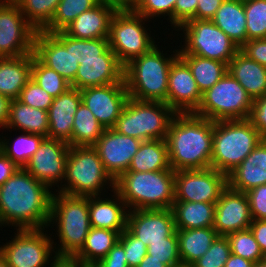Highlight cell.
<instances>
[{"label":"cell","instance_id":"obj_57","mask_svg":"<svg viewBox=\"0 0 266 267\" xmlns=\"http://www.w3.org/2000/svg\"><path fill=\"white\" fill-rule=\"evenodd\" d=\"M108 6L113 7L116 11L135 10L140 0H99Z\"/></svg>","mask_w":266,"mask_h":267},{"label":"cell","instance_id":"obj_39","mask_svg":"<svg viewBox=\"0 0 266 267\" xmlns=\"http://www.w3.org/2000/svg\"><path fill=\"white\" fill-rule=\"evenodd\" d=\"M26 21L36 30H43L53 18L60 0H13Z\"/></svg>","mask_w":266,"mask_h":267},{"label":"cell","instance_id":"obj_43","mask_svg":"<svg viewBox=\"0 0 266 267\" xmlns=\"http://www.w3.org/2000/svg\"><path fill=\"white\" fill-rule=\"evenodd\" d=\"M147 254L156 260H160L167 267L182 266L179 256L177 232L165 238L164 241L150 243L147 247Z\"/></svg>","mask_w":266,"mask_h":267},{"label":"cell","instance_id":"obj_11","mask_svg":"<svg viewBox=\"0 0 266 267\" xmlns=\"http://www.w3.org/2000/svg\"><path fill=\"white\" fill-rule=\"evenodd\" d=\"M44 230L46 229H17L14 238L0 245V254L7 266L54 267L60 259L54 254L53 238Z\"/></svg>","mask_w":266,"mask_h":267},{"label":"cell","instance_id":"obj_46","mask_svg":"<svg viewBox=\"0 0 266 267\" xmlns=\"http://www.w3.org/2000/svg\"><path fill=\"white\" fill-rule=\"evenodd\" d=\"M176 0H140L135 12L145 19L168 16L171 26L174 28V5Z\"/></svg>","mask_w":266,"mask_h":267},{"label":"cell","instance_id":"obj_31","mask_svg":"<svg viewBox=\"0 0 266 267\" xmlns=\"http://www.w3.org/2000/svg\"><path fill=\"white\" fill-rule=\"evenodd\" d=\"M119 237L118 231L91 227L84 246L71 261L81 266L93 267L108 254Z\"/></svg>","mask_w":266,"mask_h":267},{"label":"cell","instance_id":"obj_17","mask_svg":"<svg viewBox=\"0 0 266 267\" xmlns=\"http://www.w3.org/2000/svg\"><path fill=\"white\" fill-rule=\"evenodd\" d=\"M82 103L105 129L114 128L128 98L124 79L120 83L81 89Z\"/></svg>","mask_w":266,"mask_h":267},{"label":"cell","instance_id":"obj_62","mask_svg":"<svg viewBox=\"0 0 266 267\" xmlns=\"http://www.w3.org/2000/svg\"><path fill=\"white\" fill-rule=\"evenodd\" d=\"M0 267H8L6 264V260L1 254H0Z\"/></svg>","mask_w":266,"mask_h":267},{"label":"cell","instance_id":"obj_9","mask_svg":"<svg viewBox=\"0 0 266 267\" xmlns=\"http://www.w3.org/2000/svg\"><path fill=\"white\" fill-rule=\"evenodd\" d=\"M253 99L227 72L213 87L202 93L195 115L216 121L248 119Z\"/></svg>","mask_w":266,"mask_h":267},{"label":"cell","instance_id":"obj_60","mask_svg":"<svg viewBox=\"0 0 266 267\" xmlns=\"http://www.w3.org/2000/svg\"><path fill=\"white\" fill-rule=\"evenodd\" d=\"M137 267H167V266L162 262H160V260H156L151 255L147 254Z\"/></svg>","mask_w":266,"mask_h":267},{"label":"cell","instance_id":"obj_1","mask_svg":"<svg viewBox=\"0 0 266 267\" xmlns=\"http://www.w3.org/2000/svg\"><path fill=\"white\" fill-rule=\"evenodd\" d=\"M53 191L19 168L0 189V227L47 229ZM18 227V228H17Z\"/></svg>","mask_w":266,"mask_h":267},{"label":"cell","instance_id":"obj_51","mask_svg":"<svg viewBox=\"0 0 266 267\" xmlns=\"http://www.w3.org/2000/svg\"><path fill=\"white\" fill-rule=\"evenodd\" d=\"M248 120L259 131L260 135L266 138V94L253 100Z\"/></svg>","mask_w":266,"mask_h":267},{"label":"cell","instance_id":"obj_19","mask_svg":"<svg viewBox=\"0 0 266 267\" xmlns=\"http://www.w3.org/2000/svg\"><path fill=\"white\" fill-rule=\"evenodd\" d=\"M252 220L247 194L227 187L215 203L213 228L218 235L249 229Z\"/></svg>","mask_w":266,"mask_h":267},{"label":"cell","instance_id":"obj_20","mask_svg":"<svg viewBox=\"0 0 266 267\" xmlns=\"http://www.w3.org/2000/svg\"><path fill=\"white\" fill-rule=\"evenodd\" d=\"M126 228L148 247L164 241L176 232L172 209H140L128 211Z\"/></svg>","mask_w":266,"mask_h":267},{"label":"cell","instance_id":"obj_18","mask_svg":"<svg viewBox=\"0 0 266 267\" xmlns=\"http://www.w3.org/2000/svg\"><path fill=\"white\" fill-rule=\"evenodd\" d=\"M142 141L119 134L113 128L105 129L93 148L97 151L105 170L116 180L130 166Z\"/></svg>","mask_w":266,"mask_h":267},{"label":"cell","instance_id":"obj_54","mask_svg":"<svg viewBox=\"0 0 266 267\" xmlns=\"http://www.w3.org/2000/svg\"><path fill=\"white\" fill-rule=\"evenodd\" d=\"M224 0H198L195 20H212Z\"/></svg>","mask_w":266,"mask_h":267},{"label":"cell","instance_id":"obj_42","mask_svg":"<svg viewBox=\"0 0 266 267\" xmlns=\"http://www.w3.org/2000/svg\"><path fill=\"white\" fill-rule=\"evenodd\" d=\"M247 41L266 38V0L244 1Z\"/></svg>","mask_w":266,"mask_h":267},{"label":"cell","instance_id":"obj_56","mask_svg":"<svg viewBox=\"0 0 266 267\" xmlns=\"http://www.w3.org/2000/svg\"><path fill=\"white\" fill-rule=\"evenodd\" d=\"M18 169L19 166L0 150V185L4 184Z\"/></svg>","mask_w":266,"mask_h":267},{"label":"cell","instance_id":"obj_35","mask_svg":"<svg viewBox=\"0 0 266 267\" xmlns=\"http://www.w3.org/2000/svg\"><path fill=\"white\" fill-rule=\"evenodd\" d=\"M189 66L201 93L213 87L227 72L228 65L218 60L191 54H179Z\"/></svg>","mask_w":266,"mask_h":267},{"label":"cell","instance_id":"obj_22","mask_svg":"<svg viewBox=\"0 0 266 267\" xmlns=\"http://www.w3.org/2000/svg\"><path fill=\"white\" fill-rule=\"evenodd\" d=\"M124 67L110 47L100 56L83 58L74 79V88L104 86L120 83Z\"/></svg>","mask_w":266,"mask_h":267},{"label":"cell","instance_id":"obj_13","mask_svg":"<svg viewBox=\"0 0 266 267\" xmlns=\"http://www.w3.org/2000/svg\"><path fill=\"white\" fill-rule=\"evenodd\" d=\"M36 32L13 0H0V58L33 53Z\"/></svg>","mask_w":266,"mask_h":267},{"label":"cell","instance_id":"obj_37","mask_svg":"<svg viewBox=\"0 0 266 267\" xmlns=\"http://www.w3.org/2000/svg\"><path fill=\"white\" fill-rule=\"evenodd\" d=\"M1 137L0 150L19 168H23L28 163L45 138L42 135L22 132V135H19L13 139V143H10L11 138L8 140L6 139L7 136L3 137L2 135Z\"/></svg>","mask_w":266,"mask_h":267},{"label":"cell","instance_id":"obj_52","mask_svg":"<svg viewBox=\"0 0 266 267\" xmlns=\"http://www.w3.org/2000/svg\"><path fill=\"white\" fill-rule=\"evenodd\" d=\"M240 51L249 59L266 67V38L248 40Z\"/></svg>","mask_w":266,"mask_h":267},{"label":"cell","instance_id":"obj_6","mask_svg":"<svg viewBox=\"0 0 266 267\" xmlns=\"http://www.w3.org/2000/svg\"><path fill=\"white\" fill-rule=\"evenodd\" d=\"M263 139L248 119L214 122L210 167L228 175Z\"/></svg>","mask_w":266,"mask_h":267},{"label":"cell","instance_id":"obj_28","mask_svg":"<svg viewBox=\"0 0 266 267\" xmlns=\"http://www.w3.org/2000/svg\"><path fill=\"white\" fill-rule=\"evenodd\" d=\"M32 53L0 58V94L15 100L31 78Z\"/></svg>","mask_w":266,"mask_h":267},{"label":"cell","instance_id":"obj_14","mask_svg":"<svg viewBox=\"0 0 266 267\" xmlns=\"http://www.w3.org/2000/svg\"><path fill=\"white\" fill-rule=\"evenodd\" d=\"M34 55L47 67L55 70L74 87L79 63L73 56V37L64 31L48 33L37 31Z\"/></svg>","mask_w":266,"mask_h":267},{"label":"cell","instance_id":"obj_7","mask_svg":"<svg viewBox=\"0 0 266 267\" xmlns=\"http://www.w3.org/2000/svg\"><path fill=\"white\" fill-rule=\"evenodd\" d=\"M62 183L55 191L72 196L106 195L102 193L107 191L108 185L115 190V180L105 170L93 147L70 146Z\"/></svg>","mask_w":266,"mask_h":267},{"label":"cell","instance_id":"obj_29","mask_svg":"<svg viewBox=\"0 0 266 267\" xmlns=\"http://www.w3.org/2000/svg\"><path fill=\"white\" fill-rule=\"evenodd\" d=\"M5 129L9 132L20 130L48 137V111L31 107L18 99L11 100L9 116ZM11 130V131H10Z\"/></svg>","mask_w":266,"mask_h":267},{"label":"cell","instance_id":"obj_27","mask_svg":"<svg viewBox=\"0 0 266 267\" xmlns=\"http://www.w3.org/2000/svg\"><path fill=\"white\" fill-rule=\"evenodd\" d=\"M228 72L253 100L266 94V67L249 59L240 50L230 60Z\"/></svg>","mask_w":266,"mask_h":267},{"label":"cell","instance_id":"obj_45","mask_svg":"<svg viewBox=\"0 0 266 267\" xmlns=\"http://www.w3.org/2000/svg\"><path fill=\"white\" fill-rule=\"evenodd\" d=\"M17 99L31 107L48 111L54 97L42 89L35 80L30 78Z\"/></svg>","mask_w":266,"mask_h":267},{"label":"cell","instance_id":"obj_41","mask_svg":"<svg viewBox=\"0 0 266 267\" xmlns=\"http://www.w3.org/2000/svg\"><path fill=\"white\" fill-rule=\"evenodd\" d=\"M226 237L229 240L232 254L248 259L254 263H258L264 259V255L250 228L230 233Z\"/></svg>","mask_w":266,"mask_h":267},{"label":"cell","instance_id":"obj_33","mask_svg":"<svg viewBox=\"0 0 266 267\" xmlns=\"http://www.w3.org/2000/svg\"><path fill=\"white\" fill-rule=\"evenodd\" d=\"M171 209L176 229L214 226L215 203L174 201Z\"/></svg>","mask_w":266,"mask_h":267},{"label":"cell","instance_id":"obj_8","mask_svg":"<svg viewBox=\"0 0 266 267\" xmlns=\"http://www.w3.org/2000/svg\"><path fill=\"white\" fill-rule=\"evenodd\" d=\"M175 114L166 103L139 101L129 97L113 129L141 141L166 139Z\"/></svg>","mask_w":266,"mask_h":267},{"label":"cell","instance_id":"obj_15","mask_svg":"<svg viewBox=\"0 0 266 267\" xmlns=\"http://www.w3.org/2000/svg\"><path fill=\"white\" fill-rule=\"evenodd\" d=\"M227 187V175L211 167L175 171V201L216 203Z\"/></svg>","mask_w":266,"mask_h":267},{"label":"cell","instance_id":"obj_40","mask_svg":"<svg viewBox=\"0 0 266 267\" xmlns=\"http://www.w3.org/2000/svg\"><path fill=\"white\" fill-rule=\"evenodd\" d=\"M31 78L54 98L71 88V84L69 82H67L55 70L44 65L34 55V52L32 53Z\"/></svg>","mask_w":266,"mask_h":267},{"label":"cell","instance_id":"obj_50","mask_svg":"<svg viewBox=\"0 0 266 267\" xmlns=\"http://www.w3.org/2000/svg\"><path fill=\"white\" fill-rule=\"evenodd\" d=\"M198 0H176L174 5V30L189 20H195Z\"/></svg>","mask_w":266,"mask_h":267},{"label":"cell","instance_id":"obj_32","mask_svg":"<svg viewBox=\"0 0 266 267\" xmlns=\"http://www.w3.org/2000/svg\"><path fill=\"white\" fill-rule=\"evenodd\" d=\"M179 256L183 266H190L202 257L219 236L213 227L176 229Z\"/></svg>","mask_w":266,"mask_h":267},{"label":"cell","instance_id":"obj_49","mask_svg":"<svg viewBox=\"0 0 266 267\" xmlns=\"http://www.w3.org/2000/svg\"><path fill=\"white\" fill-rule=\"evenodd\" d=\"M246 194L252 219H266V184L254 187Z\"/></svg>","mask_w":266,"mask_h":267},{"label":"cell","instance_id":"obj_59","mask_svg":"<svg viewBox=\"0 0 266 267\" xmlns=\"http://www.w3.org/2000/svg\"><path fill=\"white\" fill-rule=\"evenodd\" d=\"M256 263L242 258L238 255L231 254L227 262L225 263V267H254Z\"/></svg>","mask_w":266,"mask_h":267},{"label":"cell","instance_id":"obj_26","mask_svg":"<svg viewBox=\"0 0 266 267\" xmlns=\"http://www.w3.org/2000/svg\"><path fill=\"white\" fill-rule=\"evenodd\" d=\"M115 12L113 7L99 2L80 14L63 31L77 39H108L110 22Z\"/></svg>","mask_w":266,"mask_h":267},{"label":"cell","instance_id":"obj_23","mask_svg":"<svg viewBox=\"0 0 266 267\" xmlns=\"http://www.w3.org/2000/svg\"><path fill=\"white\" fill-rule=\"evenodd\" d=\"M82 102L81 91L74 87L53 99L48 109V137L69 142L72 138L74 115Z\"/></svg>","mask_w":266,"mask_h":267},{"label":"cell","instance_id":"obj_53","mask_svg":"<svg viewBox=\"0 0 266 267\" xmlns=\"http://www.w3.org/2000/svg\"><path fill=\"white\" fill-rule=\"evenodd\" d=\"M93 267H129L123 245L118 241L108 254Z\"/></svg>","mask_w":266,"mask_h":267},{"label":"cell","instance_id":"obj_12","mask_svg":"<svg viewBox=\"0 0 266 267\" xmlns=\"http://www.w3.org/2000/svg\"><path fill=\"white\" fill-rule=\"evenodd\" d=\"M185 41L179 54H191L229 64L240 48L211 20H189L176 31Z\"/></svg>","mask_w":266,"mask_h":267},{"label":"cell","instance_id":"obj_30","mask_svg":"<svg viewBox=\"0 0 266 267\" xmlns=\"http://www.w3.org/2000/svg\"><path fill=\"white\" fill-rule=\"evenodd\" d=\"M211 21L239 48L247 42L244 2L224 0Z\"/></svg>","mask_w":266,"mask_h":267},{"label":"cell","instance_id":"obj_25","mask_svg":"<svg viewBox=\"0 0 266 267\" xmlns=\"http://www.w3.org/2000/svg\"><path fill=\"white\" fill-rule=\"evenodd\" d=\"M112 192V198L105 195L88 197L90 225L118 231L121 234L126 229L129 210L119 194L115 190Z\"/></svg>","mask_w":266,"mask_h":267},{"label":"cell","instance_id":"obj_16","mask_svg":"<svg viewBox=\"0 0 266 267\" xmlns=\"http://www.w3.org/2000/svg\"><path fill=\"white\" fill-rule=\"evenodd\" d=\"M69 148L63 140L45 137L23 168L51 190L53 186L59 188L65 177Z\"/></svg>","mask_w":266,"mask_h":267},{"label":"cell","instance_id":"obj_47","mask_svg":"<svg viewBox=\"0 0 266 267\" xmlns=\"http://www.w3.org/2000/svg\"><path fill=\"white\" fill-rule=\"evenodd\" d=\"M124 247L125 258L129 267H137L147 255V246L136 238L127 228L118 240Z\"/></svg>","mask_w":266,"mask_h":267},{"label":"cell","instance_id":"obj_44","mask_svg":"<svg viewBox=\"0 0 266 267\" xmlns=\"http://www.w3.org/2000/svg\"><path fill=\"white\" fill-rule=\"evenodd\" d=\"M231 254L228 238L218 236L207 252L193 262L190 267H225Z\"/></svg>","mask_w":266,"mask_h":267},{"label":"cell","instance_id":"obj_3","mask_svg":"<svg viewBox=\"0 0 266 267\" xmlns=\"http://www.w3.org/2000/svg\"><path fill=\"white\" fill-rule=\"evenodd\" d=\"M158 46L156 44L124 66L123 79L130 98L163 103L167 100L168 74L172 63L179 57V49L167 55L160 50L162 45Z\"/></svg>","mask_w":266,"mask_h":267},{"label":"cell","instance_id":"obj_48","mask_svg":"<svg viewBox=\"0 0 266 267\" xmlns=\"http://www.w3.org/2000/svg\"><path fill=\"white\" fill-rule=\"evenodd\" d=\"M109 48L108 39H77L73 38V56L78 61L83 58L97 57Z\"/></svg>","mask_w":266,"mask_h":267},{"label":"cell","instance_id":"obj_5","mask_svg":"<svg viewBox=\"0 0 266 267\" xmlns=\"http://www.w3.org/2000/svg\"><path fill=\"white\" fill-rule=\"evenodd\" d=\"M175 171L124 172L115 180V191L129 211L171 209L175 201Z\"/></svg>","mask_w":266,"mask_h":267},{"label":"cell","instance_id":"obj_24","mask_svg":"<svg viewBox=\"0 0 266 267\" xmlns=\"http://www.w3.org/2000/svg\"><path fill=\"white\" fill-rule=\"evenodd\" d=\"M227 181L228 187L244 193L266 184V138L227 175Z\"/></svg>","mask_w":266,"mask_h":267},{"label":"cell","instance_id":"obj_58","mask_svg":"<svg viewBox=\"0 0 266 267\" xmlns=\"http://www.w3.org/2000/svg\"><path fill=\"white\" fill-rule=\"evenodd\" d=\"M11 100L2 94H0V128L5 129Z\"/></svg>","mask_w":266,"mask_h":267},{"label":"cell","instance_id":"obj_36","mask_svg":"<svg viewBox=\"0 0 266 267\" xmlns=\"http://www.w3.org/2000/svg\"><path fill=\"white\" fill-rule=\"evenodd\" d=\"M105 128L94 114L81 102L75 115L70 146L93 147L102 137Z\"/></svg>","mask_w":266,"mask_h":267},{"label":"cell","instance_id":"obj_63","mask_svg":"<svg viewBox=\"0 0 266 267\" xmlns=\"http://www.w3.org/2000/svg\"><path fill=\"white\" fill-rule=\"evenodd\" d=\"M254 267H266V261L263 259L256 263Z\"/></svg>","mask_w":266,"mask_h":267},{"label":"cell","instance_id":"obj_2","mask_svg":"<svg viewBox=\"0 0 266 267\" xmlns=\"http://www.w3.org/2000/svg\"><path fill=\"white\" fill-rule=\"evenodd\" d=\"M214 122L194 113H176L166 143L174 171L210 168Z\"/></svg>","mask_w":266,"mask_h":267},{"label":"cell","instance_id":"obj_38","mask_svg":"<svg viewBox=\"0 0 266 267\" xmlns=\"http://www.w3.org/2000/svg\"><path fill=\"white\" fill-rule=\"evenodd\" d=\"M99 0H60L50 23L42 30L48 33L63 31L80 14L92 9Z\"/></svg>","mask_w":266,"mask_h":267},{"label":"cell","instance_id":"obj_21","mask_svg":"<svg viewBox=\"0 0 266 267\" xmlns=\"http://www.w3.org/2000/svg\"><path fill=\"white\" fill-rule=\"evenodd\" d=\"M202 99L189 66L178 57L168 74V93L165 103L176 113H194Z\"/></svg>","mask_w":266,"mask_h":267},{"label":"cell","instance_id":"obj_4","mask_svg":"<svg viewBox=\"0 0 266 267\" xmlns=\"http://www.w3.org/2000/svg\"><path fill=\"white\" fill-rule=\"evenodd\" d=\"M55 193L47 229L56 226L57 236L54 238L58 237L59 244L53 241V245L57 257L60 260H71L84 246L91 228L88 197Z\"/></svg>","mask_w":266,"mask_h":267},{"label":"cell","instance_id":"obj_10","mask_svg":"<svg viewBox=\"0 0 266 267\" xmlns=\"http://www.w3.org/2000/svg\"><path fill=\"white\" fill-rule=\"evenodd\" d=\"M147 21L148 19L134 10L114 13L110 22L108 41L110 49L123 67L156 45L151 31L147 32L149 28L146 29L144 26Z\"/></svg>","mask_w":266,"mask_h":267},{"label":"cell","instance_id":"obj_61","mask_svg":"<svg viewBox=\"0 0 266 267\" xmlns=\"http://www.w3.org/2000/svg\"><path fill=\"white\" fill-rule=\"evenodd\" d=\"M54 267H83L79 264L73 263L71 260H60Z\"/></svg>","mask_w":266,"mask_h":267},{"label":"cell","instance_id":"obj_34","mask_svg":"<svg viewBox=\"0 0 266 267\" xmlns=\"http://www.w3.org/2000/svg\"><path fill=\"white\" fill-rule=\"evenodd\" d=\"M172 169L165 139L142 141L126 172H148Z\"/></svg>","mask_w":266,"mask_h":267},{"label":"cell","instance_id":"obj_55","mask_svg":"<svg viewBox=\"0 0 266 267\" xmlns=\"http://www.w3.org/2000/svg\"><path fill=\"white\" fill-rule=\"evenodd\" d=\"M250 230L260 247L263 255L266 254V219H253L250 224Z\"/></svg>","mask_w":266,"mask_h":267}]
</instances>
